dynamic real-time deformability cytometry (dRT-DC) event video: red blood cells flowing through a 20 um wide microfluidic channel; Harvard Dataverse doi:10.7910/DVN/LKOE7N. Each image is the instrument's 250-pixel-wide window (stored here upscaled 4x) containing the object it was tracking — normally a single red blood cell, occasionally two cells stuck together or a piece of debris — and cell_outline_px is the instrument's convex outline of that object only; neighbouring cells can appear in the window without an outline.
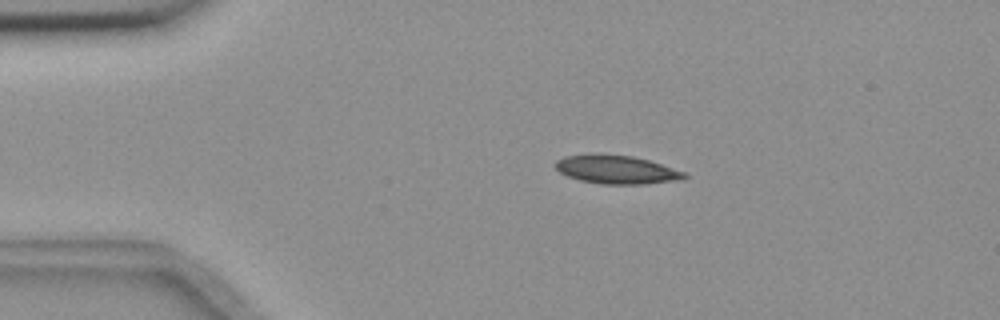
{"species": "common noctule bat (a hibernating species)", "species_latin": "Nyctalus noctula", "temperature_condition": "room temperature", "stored_images_in_passage": 45, "camera_frame_rate_fps": 3000, "um_per_image_px": 0.085, "animal": {"sex": "female", "body_mass_g": 18.4}, "frame": {"image": 1, "passage_image": 1, "time_ms": 0.0, "image_size_px": [1000, 320], "cell_outline_px": [[688, 176], [680, 180], [644, 184], [600, 184], [580, 180], [568, 176], [560, 172], [552, 164], [556, 160], [568, 156], [632, 156], [648, 160], [684, 172]], "centroid_in_image_um": [52.42, 14.45], "position_along_channel_um": 32.6, "area_um2": 20.63}}
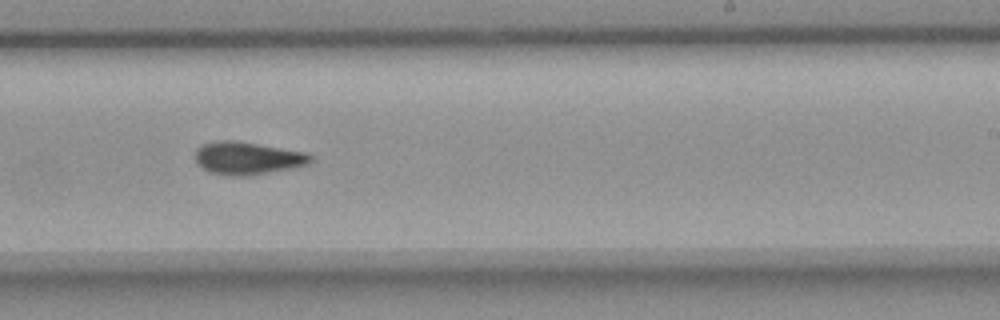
{"frame": {"image": 2, "passage_image": 24, "time_ms": 7.667, "image_size_px": [1000, 320], "cell_outline_px": [[312, 160], [308, 164], [292, 168], [248, 176], [240, 176], [208, 172], [196, 160], [196, 148], [200, 144], [220, 140], [232, 140], [308, 152], [312, 156]], "centroid_in_image_um": [21.06, 13.43], "position_along_channel_um": 267.9, "area_um2": 21.85}}
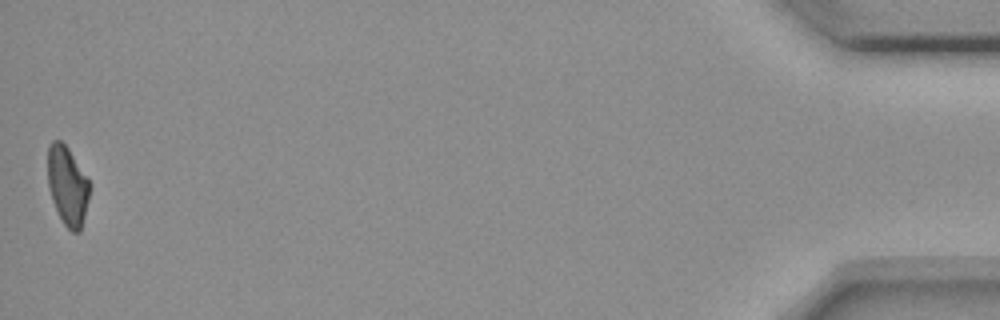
{"frame": {"image": 3, "passage_image": 45, "time_ms": 14.667, "image_size_px": [1000, 320], "cell_outline_px": [[88, 200], [80, 232], [72, 232], [64, 224], [52, 200], [48, 184], [48, 144], [52, 140], [60, 140], [68, 148], [88, 176]], "centroid_in_image_um": [5.73, 15.75], "position_along_channel_um": 429.5, "area_um2": 19.07}, "authors_computed_cell_mechanics": {"area_um2": 20.9814, "velocity_mm_per_s": 3.6595, "shape_relaxation_time_tau1_ms": null, "shape_relaxation_time_tau2_ms": 7.9794, "deformation_change_tau1": null, "deformation_change_tau2": 0.1335}}